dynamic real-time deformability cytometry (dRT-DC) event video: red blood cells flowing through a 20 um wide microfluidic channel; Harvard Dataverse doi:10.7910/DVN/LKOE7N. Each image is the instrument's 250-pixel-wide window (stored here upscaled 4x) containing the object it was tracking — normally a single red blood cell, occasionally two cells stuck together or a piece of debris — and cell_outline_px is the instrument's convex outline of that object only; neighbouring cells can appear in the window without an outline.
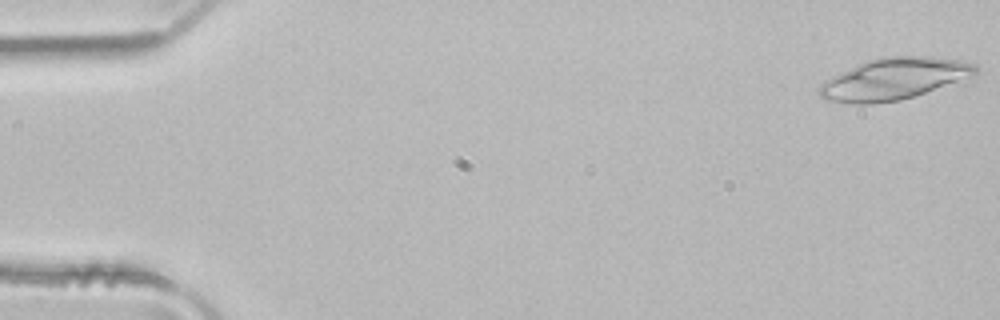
{"species": "common noctule bat (a hibernating species)", "species_latin": "Nyctalus noctula", "temperature_condition": "room temperature", "stored_images_in_passage": 41, "camera_frame_rate_fps": 3000, "um_per_image_px": 0.085, "animal": {"sex": "male", "body_mass_g": 21.5, "forearm_length_mm": 52.0}, "frame": {"image": 1, "passage_image": 1, "time_ms": 0.0, "image_size_px": [1000, 320], "cell_outline_px": [[976, 72], [972, 76], [900, 100], [872, 104], [852, 104], [828, 100], [820, 96], [820, 84], [832, 76], [868, 60], [884, 56], [932, 56], [960, 60], [976, 64]], "centroid_in_image_um": [75.97, 6.7], "position_along_channel_um": 9.0, "area_um2": 37.28}}